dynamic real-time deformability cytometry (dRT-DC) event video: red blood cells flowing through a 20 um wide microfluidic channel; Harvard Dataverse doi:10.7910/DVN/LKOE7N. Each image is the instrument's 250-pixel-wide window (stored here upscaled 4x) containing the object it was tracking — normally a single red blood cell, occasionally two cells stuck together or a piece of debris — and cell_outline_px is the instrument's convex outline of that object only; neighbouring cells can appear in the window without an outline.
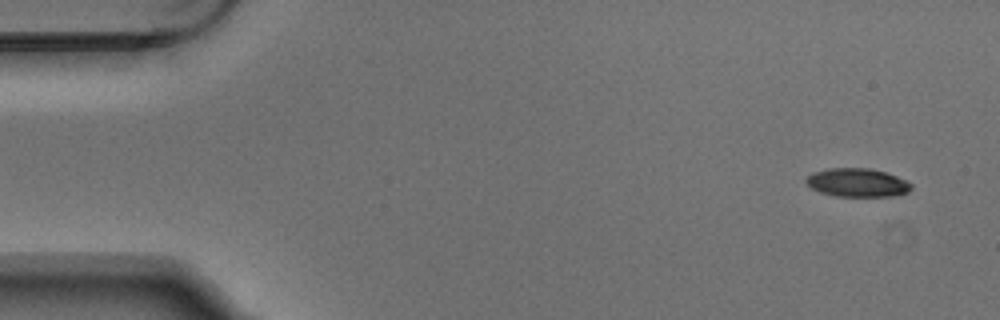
{"species": "Egyptian fruit bat (a non-hibernating species)", "species_latin": "Rousettus aegyptiacus", "temperature_condition": "warm", "stored_images_in_passage": 5, "camera_frame_rate_fps": 3000, "um_per_image_px": 0.085, "animal": {"sex": "male"}, "frame": {"image": 1, "passage_image": 1, "time_ms": 0.0, "image_size_px": [1000, 320], "cell_outline_px": [[912, 188], [908, 192], [892, 196], [836, 196], [820, 192], [812, 188], [804, 180], [812, 172], [828, 168], [868, 168], [884, 172], [896, 176], [912, 184]], "centroid_in_image_um": [72.85, 15.52], "position_along_channel_um": 12.1, "area_um2": 17.34}}
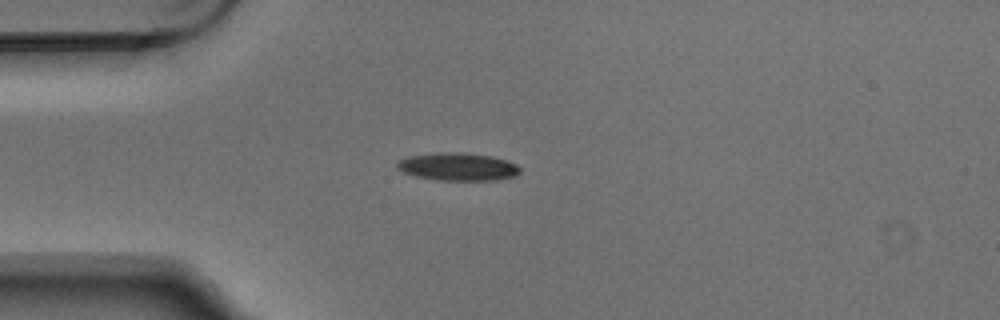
{"frame": {"image": 2, "passage_image": 4, "time_ms": 1.0, "image_size_px": [1000, 320], "cell_outline_px": [[520, 172], [516, 176], [496, 180], [436, 180], [416, 176], [404, 172], [396, 168], [396, 164], [400, 160], [408, 156], [440, 152], [460, 152], [492, 156], [508, 160], [516, 164], [520, 168]], "centroid_in_image_um": [38.94, 14.17], "position_along_channel_um": 46.1, "area_um2": 20.0}}